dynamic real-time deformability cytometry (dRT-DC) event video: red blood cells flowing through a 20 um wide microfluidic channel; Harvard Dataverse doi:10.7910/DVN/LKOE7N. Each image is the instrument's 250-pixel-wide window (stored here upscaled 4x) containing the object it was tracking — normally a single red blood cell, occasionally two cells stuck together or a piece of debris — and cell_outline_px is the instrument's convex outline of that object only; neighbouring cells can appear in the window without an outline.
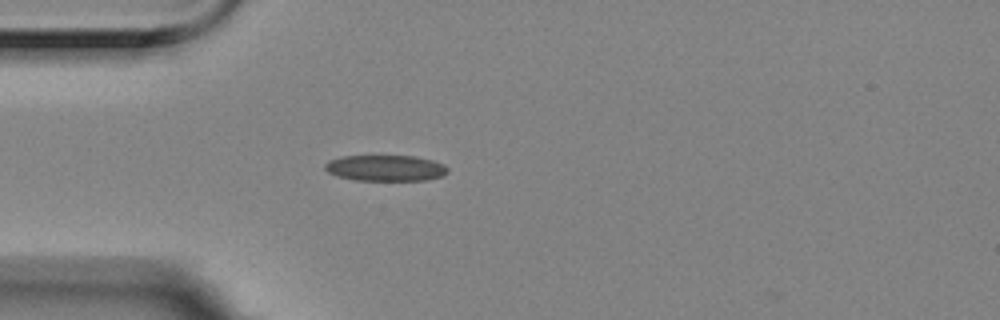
{"species": "Egyptian fruit bat (a non-hibernating species)", "species_latin": "Rousettus aegyptiacus", "temperature_condition": "room temperature", "stored_images_in_passage": 3, "camera_frame_rate_fps": 3000, "um_per_image_px": 0.085, "animal": {"sex": "female"}, "frame": {"image": 1, "passage_image": 1, "time_ms": 0.0, "image_size_px": [1000, 320], "cell_outline_px": [[448, 172], [440, 176], [424, 180], [356, 180], [336, 176], [328, 172], [324, 168], [324, 164], [328, 160], [344, 156], [416, 156], [432, 160], [444, 164], [448, 168]], "centroid_in_image_um": [32.74, 14.28], "position_along_channel_um": 52.3, "area_um2": 18.55}}